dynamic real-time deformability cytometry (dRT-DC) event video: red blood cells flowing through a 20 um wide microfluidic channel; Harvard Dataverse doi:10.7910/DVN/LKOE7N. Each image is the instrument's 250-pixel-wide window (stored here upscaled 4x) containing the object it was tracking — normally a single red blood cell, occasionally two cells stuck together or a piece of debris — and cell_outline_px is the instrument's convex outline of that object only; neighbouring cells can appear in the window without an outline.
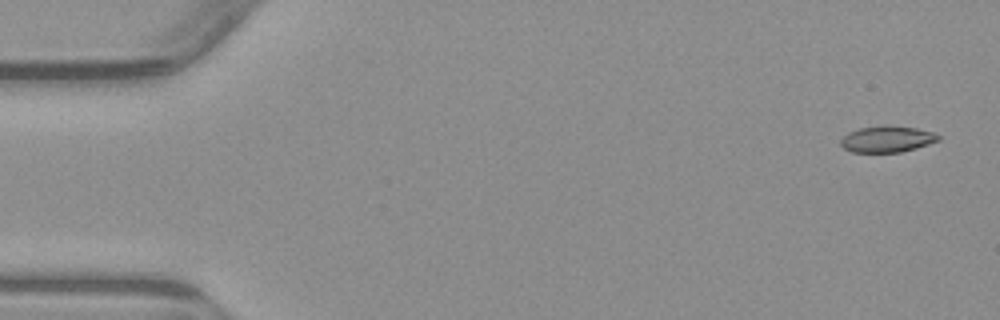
{"species": "common noctule bat (a hibernating species)", "species_latin": "Nyctalus noctula", "temperature_condition": "warm", "stored_images_in_passage": 4, "camera_frame_rate_fps": 3000, "um_per_image_px": 0.085, "animal": {"sex": "male", "body_mass_g": 23.1, "forearm_length_mm": 52.7}, "frame": {"image": 1, "passage_image": 1, "time_ms": 0.0, "image_size_px": [1000, 320], "cell_outline_px": [[940, 140], [916, 148], [900, 152], [852, 152], [844, 148], [840, 144], [840, 140], [848, 132], [860, 128], [884, 124], [916, 128], [932, 132], [940, 136]], "centroid_in_image_um": [75.39, 11.81], "position_along_channel_um": 9.6, "area_um2": 15.03}}
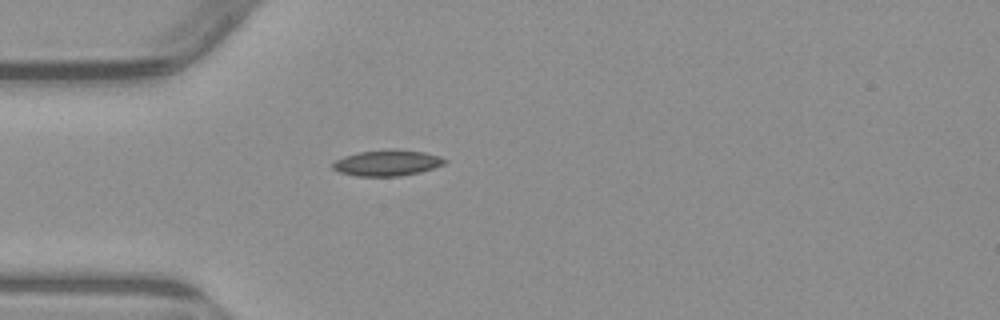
{"frame": {"image": 2, "passage_image": 4, "time_ms": 4.333, "image_size_px": [1000, 320], "cell_outline_px": [[448, 160], [444, 164], [420, 172], [400, 176], [356, 176], [340, 172], [332, 168], [332, 164], [336, 160], [344, 156], [360, 152], [388, 148], [392, 148], [424, 152], [440, 156]], "centroid_in_image_um": [32.92, 13.83], "position_along_channel_um": 52.1, "area_um2": 16.99}}